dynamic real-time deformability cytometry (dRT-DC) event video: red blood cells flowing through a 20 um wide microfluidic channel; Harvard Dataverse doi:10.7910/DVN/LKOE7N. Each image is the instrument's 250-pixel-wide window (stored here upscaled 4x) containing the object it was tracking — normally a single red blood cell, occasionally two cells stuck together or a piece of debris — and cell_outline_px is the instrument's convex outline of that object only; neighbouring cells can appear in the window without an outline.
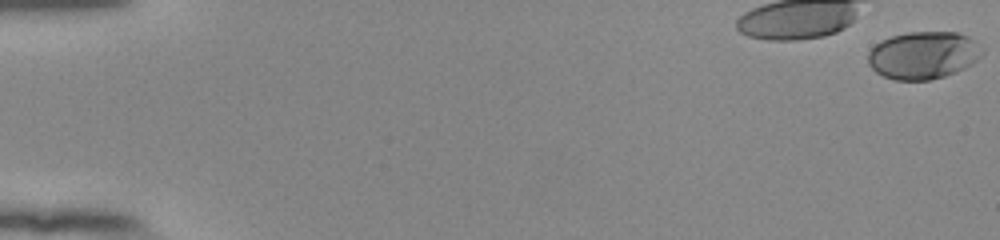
{"species": "human", "species_latin": "Homo sapiens", "temperature_condition": "room temperature", "stored_images_in_passage": 44, "camera_frame_rate_fps": 3000, "um_per_image_px": 0.085, "donor": {"sex": "female"}, "frame": {"image": 1, "passage_image": 1, "time_ms": 0.0, "image_size_px": [1000, 240], "cell_outline_px": [[984, 52], [972, 64], [956, 72], [944, 76], [928, 80], [896, 80], [884, 76], [876, 72], [868, 64], [868, 52], [880, 40], [892, 36], [908, 32], [956, 32], [968, 36], [984, 48]], "centroid_in_image_um": [78.49, 4.69], "position_along_channel_um": 6.5, "area_um2": 31.67}}
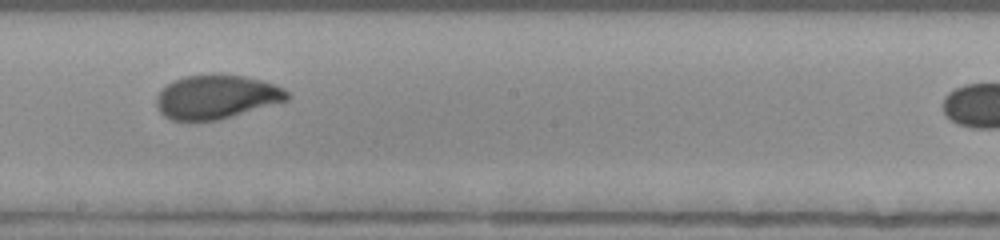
{"frame": {"image": 2, "passage_image": 28, "time_ms": 9.0, "image_size_px": [1000, 240], "cell_outline_px": [[288, 100], [216, 120], [196, 124], [168, 120], [156, 108], [156, 96], [172, 80], [184, 76], [216, 72], [220, 72], [244, 76], [276, 84], [284, 88], [288, 92]], "centroid_in_image_um": [18.32, 8.24], "position_along_channel_um": 229.9, "area_um2": 34.39}}
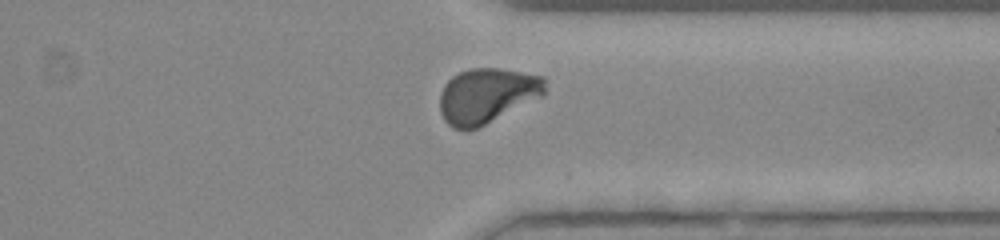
{"frame": {"image": 3, "passage_image": 39, "time_ms": 12.667, "image_size_px": [1000, 240], "cell_outline_px": [[548, 80], [544, 96], [476, 128], [452, 128], [444, 120], [440, 112], [440, 92], [444, 84], [452, 76], [468, 68], [496, 68], [544, 76]], "centroid_in_image_um": [41.41, 8.1], "position_along_channel_um": 370.0, "area_um2": 33.81}}